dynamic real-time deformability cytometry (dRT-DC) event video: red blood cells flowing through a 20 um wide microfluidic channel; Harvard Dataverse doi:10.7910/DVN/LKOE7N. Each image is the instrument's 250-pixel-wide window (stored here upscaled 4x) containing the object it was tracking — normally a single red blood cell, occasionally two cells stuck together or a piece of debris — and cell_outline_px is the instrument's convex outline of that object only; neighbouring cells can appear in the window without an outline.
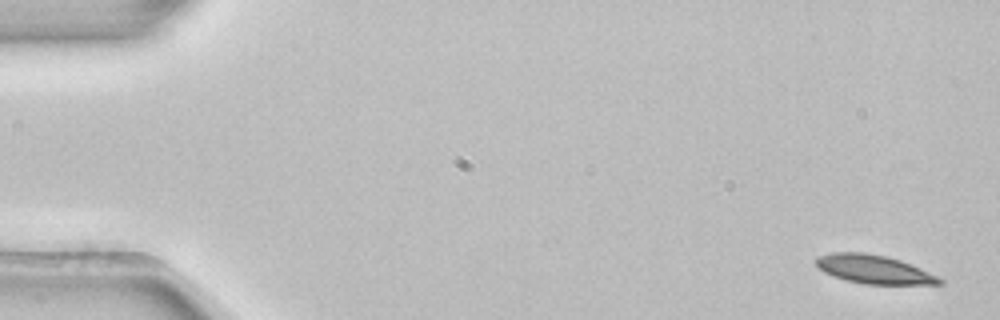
{"species": "common noctule bat (a hibernating species)", "species_latin": "Nyctalus noctula", "temperature_condition": "room temperature", "stored_images_in_passage": 3, "camera_frame_rate_fps": 3000, "um_per_image_px": 0.085, "animal": {"sex": "female", "body_mass_g": 22.7, "forearm_length_mm": 54.2}, "frame": {"image": 1, "passage_image": 1, "time_ms": 0.0, "image_size_px": [1000, 320], "cell_outline_px": [[944, 284], [864, 284], [844, 280], [824, 272], [816, 264], [816, 256], [832, 252], [864, 252], [884, 256], [900, 260], [920, 268], [944, 280]], "centroid_in_image_um": [74.25, 22.89], "position_along_channel_um": 10.7, "area_um2": 20.46}}